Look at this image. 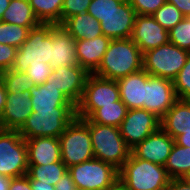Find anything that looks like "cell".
Masks as SVG:
<instances>
[{
    "instance_id": "obj_1",
    "label": "cell",
    "mask_w": 190,
    "mask_h": 190,
    "mask_svg": "<svg viewBox=\"0 0 190 190\" xmlns=\"http://www.w3.org/2000/svg\"><path fill=\"white\" fill-rule=\"evenodd\" d=\"M142 60L143 54L131 38L111 39L98 69L93 74L117 81L142 70Z\"/></svg>"
},
{
    "instance_id": "obj_2",
    "label": "cell",
    "mask_w": 190,
    "mask_h": 190,
    "mask_svg": "<svg viewBox=\"0 0 190 190\" xmlns=\"http://www.w3.org/2000/svg\"><path fill=\"white\" fill-rule=\"evenodd\" d=\"M171 178L164 166L138 159L132 153L119 170L123 190H166Z\"/></svg>"
},
{
    "instance_id": "obj_3",
    "label": "cell",
    "mask_w": 190,
    "mask_h": 190,
    "mask_svg": "<svg viewBox=\"0 0 190 190\" xmlns=\"http://www.w3.org/2000/svg\"><path fill=\"white\" fill-rule=\"evenodd\" d=\"M82 120L88 125L94 157L120 170L131 149L122 138L119 127L94 123L89 118Z\"/></svg>"
},
{
    "instance_id": "obj_4",
    "label": "cell",
    "mask_w": 190,
    "mask_h": 190,
    "mask_svg": "<svg viewBox=\"0 0 190 190\" xmlns=\"http://www.w3.org/2000/svg\"><path fill=\"white\" fill-rule=\"evenodd\" d=\"M68 172L78 189L115 190L119 186V170L96 158L73 165Z\"/></svg>"
},
{
    "instance_id": "obj_5",
    "label": "cell",
    "mask_w": 190,
    "mask_h": 190,
    "mask_svg": "<svg viewBox=\"0 0 190 190\" xmlns=\"http://www.w3.org/2000/svg\"><path fill=\"white\" fill-rule=\"evenodd\" d=\"M53 23H40L32 28L28 38L17 49L12 70L26 72L30 64L50 63L51 61V30Z\"/></svg>"
},
{
    "instance_id": "obj_6",
    "label": "cell",
    "mask_w": 190,
    "mask_h": 190,
    "mask_svg": "<svg viewBox=\"0 0 190 190\" xmlns=\"http://www.w3.org/2000/svg\"><path fill=\"white\" fill-rule=\"evenodd\" d=\"M61 161L67 168L94 157L88 125L76 117L59 136Z\"/></svg>"
},
{
    "instance_id": "obj_7",
    "label": "cell",
    "mask_w": 190,
    "mask_h": 190,
    "mask_svg": "<svg viewBox=\"0 0 190 190\" xmlns=\"http://www.w3.org/2000/svg\"><path fill=\"white\" fill-rule=\"evenodd\" d=\"M189 52L171 42L143 54V70L151 76L174 80L185 65Z\"/></svg>"
},
{
    "instance_id": "obj_8",
    "label": "cell",
    "mask_w": 190,
    "mask_h": 190,
    "mask_svg": "<svg viewBox=\"0 0 190 190\" xmlns=\"http://www.w3.org/2000/svg\"><path fill=\"white\" fill-rule=\"evenodd\" d=\"M28 172L27 145L16 130L0 128V175L15 178Z\"/></svg>"
},
{
    "instance_id": "obj_9",
    "label": "cell",
    "mask_w": 190,
    "mask_h": 190,
    "mask_svg": "<svg viewBox=\"0 0 190 190\" xmlns=\"http://www.w3.org/2000/svg\"><path fill=\"white\" fill-rule=\"evenodd\" d=\"M120 100L116 81L89 74L80 102L76 105V117L89 118L102 105Z\"/></svg>"
},
{
    "instance_id": "obj_10",
    "label": "cell",
    "mask_w": 190,
    "mask_h": 190,
    "mask_svg": "<svg viewBox=\"0 0 190 190\" xmlns=\"http://www.w3.org/2000/svg\"><path fill=\"white\" fill-rule=\"evenodd\" d=\"M76 118V112H33L19 134L24 139L34 137H57Z\"/></svg>"
},
{
    "instance_id": "obj_11",
    "label": "cell",
    "mask_w": 190,
    "mask_h": 190,
    "mask_svg": "<svg viewBox=\"0 0 190 190\" xmlns=\"http://www.w3.org/2000/svg\"><path fill=\"white\" fill-rule=\"evenodd\" d=\"M161 128V119L145 109H130L119 129L126 145L132 149Z\"/></svg>"
},
{
    "instance_id": "obj_12",
    "label": "cell",
    "mask_w": 190,
    "mask_h": 190,
    "mask_svg": "<svg viewBox=\"0 0 190 190\" xmlns=\"http://www.w3.org/2000/svg\"><path fill=\"white\" fill-rule=\"evenodd\" d=\"M176 100L177 96L172 80L151 76L145 71V94L142 109L162 119Z\"/></svg>"
},
{
    "instance_id": "obj_13",
    "label": "cell",
    "mask_w": 190,
    "mask_h": 190,
    "mask_svg": "<svg viewBox=\"0 0 190 190\" xmlns=\"http://www.w3.org/2000/svg\"><path fill=\"white\" fill-rule=\"evenodd\" d=\"M29 94L33 112H76V106L49 81L34 85Z\"/></svg>"
},
{
    "instance_id": "obj_14",
    "label": "cell",
    "mask_w": 190,
    "mask_h": 190,
    "mask_svg": "<svg viewBox=\"0 0 190 190\" xmlns=\"http://www.w3.org/2000/svg\"><path fill=\"white\" fill-rule=\"evenodd\" d=\"M88 76L89 73L80 65L65 66L53 69L48 81L76 106L82 98Z\"/></svg>"
},
{
    "instance_id": "obj_15",
    "label": "cell",
    "mask_w": 190,
    "mask_h": 190,
    "mask_svg": "<svg viewBox=\"0 0 190 190\" xmlns=\"http://www.w3.org/2000/svg\"><path fill=\"white\" fill-rule=\"evenodd\" d=\"M131 40L142 54L169 42L168 30L164 29L152 15H136Z\"/></svg>"
},
{
    "instance_id": "obj_16",
    "label": "cell",
    "mask_w": 190,
    "mask_h": 190,
    "mask_svg": "<svg viewBox=\"0 0 190 190\" xmlns=\"http://www.w3.org/2000/svg\"><path fill=\"white\" fill-rule=\"evenodd\" d=\"M174 143L175 140L160 128L132 148L131 153L138 159L165 166Z\"/></svg>"
},
{
    "instance_id": "obj_17",
    "label": "cell",
    "mask_w": 190,
    "mask_h": 190,
    "mask_svg": "<svg viewBox=\"0 0 190 190\" xmlns=\"http://www.w3.org/2000/svg\"><path fill=\"white\" fill-rule=\"evenodd\" d=\"M135 16L133 7L127 1H123L117 8L101 18L103 35L110 39L131 38Z\"/></svg>"
},
{
    "instance_id": "obj_18",
    "label": "cell",
    "mask_w": 190,
    "mask_h": 190,
    "mask_svg": "<svg viewBox=\"0 0 190 190\" xmlns=\"http://www.w3.org/2000/svg\"><path fill=\"white\" fill-rule=\"evenodd\" d=\"M7 103L0 117V128L19 131L33 113L29 92L7 93Z\"/></svg>"
},
{
    "instance_id": "obj_19",
    "label": "cell",
    "mask_w": 190,
    "mask_h": 190,
    "mask_svg": "<svg viewBox=\"0 0 190 190\" xmlns=\"http://www.w3.org/2000/svg\"><path fill=\"white\" fill-rule=\"evenodd\" d=\"M76 40L61 26L51 30V61L52 69L65 66H77Z\"/></svg>"
},
{
    "instance_id": "obj_20",
    "label": "cell",
    "mask_w": 190,
    "mask_h": 190,
    "mask_svg": "<svg viewBox=\"0 0 190 190\" xmlns=\"http://www.w3.org/2000/svg\"><path fill=\"white\" fill-rule=\"evenodd\" d=\"M110 41L111 39L104 35L94 39L77 40L75 52L78 64L89 74H93L98 69Z\"/></svg>"
},
{
    "instance_id": "obj_21",
    "label": "cell",
    "mask_w": 190,
    "mask_h": 190,
    "mask_svg": "<svg viewBox=\"0 0 190 190\" xmlns=\"http://www.w3.org/2000/svg\"><path fill=\"white\" fill-rule=\"evenodd\" d=\"M28 165H47L61 161L60 141L57 137L25 139Z\"/></svg>"
},
{
    "instance_id": "obj_22",
    "label": "cell",
    "mask_w": 190,
    "mask_h": 190,
    "mask_svg": "<svg viewBox=\"0 0 190 190\" xmlns=\"http://www.w3.org/2000/svg\"><path fill=\"white\" fill-rule=\"evenodd\" d=\"M120 100L130 109L143 108L145 94V71L131 73L116 81Z\"/></svg>"
},
{
    "instance_id": "obj_23",
    "label": "cell",
    "mask_w": 190,
    "mask_h": 190,
    "mask_svg": "<svg viewBox=\"0 0 190 190\" xmlns=\"http://www.w3.org/2000/svg\"><path fill=\"white\" fill-rule=\"evenodd\" d=\"M161 128L173 139L190 131V100L177 99L161 119Z\"/></svg>"
},
{
    "instance_id": "obj_24",
    "label": "cell",
    "mask_w": 190,
    "mask_h": 190,
    "mask_svg": "<svg viewBox=\"0 0 190 190\" xmlns=\"http://www.w3.org/2000/svg\"><path fill=\"white\" fill-rule=\"evenodd\" d=\"M61 26L77 41L94 39L103 35L100 21L88 13H80L66 19Z\"/></svg>"
},
{
    "instance_id": "obj_25",
    "label": "cell",
    "mask_w": 190,
    "mask_h": 190,
    "mask_svg": "<svg viewBox=\"0 0 190 190\" xmlns=\"http://www.w3.org/2000/svg\"><path fill=\"white\" fill-rule=\"evenodd\" d=\"M1 21L22 27H36L40 24L28 0H11Z\"/></svg>"
},
{
    "instance_id": "obj_26",
    "label": "cell",
    "mask_w": 190,
    "mask_h": 190,
    "mask_svg": "<svg viewBox=\"0 0 190 190\" xmlns=\"http://www.w3.org/2000/svg\"><path fill=\"white\" fill-rule=\"evenodd\" d=\"M164 167L171 179L182 178L190 171V148L174 143Z\"/></svg>"
},
{
    "instance_id": "obj_27",
    "label": "cell",
    "mask_w": 190,
    "mask_h": 190,
    "mask_svg": "<svg viewBox=\"0 0 190 190\" xmlns=\"http://www.w3.org/2000/svg\"><path fill=\"white\" fill-rule=\"evenodd\" d=\"M127 111V106L119 100L113 104L102 105L89 119L94 123L120 127L123 119L126 117Z\"/></svg>"
},
{
    "instance_id": "obj_28",
    "label": "cell",
    "mask_w": 190,
    "mask_h": 190,
    "mask_svg": "<svg viewBox=\"0 0 190 190\" xmlns=\"http://www.w3.org/2000/svg\"><path fill=\"white\" fill-rule=\"evenodd\" d=\"M40 23L61 25V9L64 0H28Z\"/></svg>"
},
{
    "instance_id": "obj_29",
    "label": "cell",
    "mask_w": 190,
    "mask_h": 190,
    "mask_svg": "<svg viewBox=\"0 0 190 190\" xmlns=\"http://www.w3.org/2000/svg\"><path fill=\"white\" fill-rule=\"evenodd\" d=\"M67 171V166L62 161H58L47 165H28L27 174L33 180L55 185Z\"/></svg>"
},
{
    "instance_id": "obj_30",
    "label": "cell",
    "mask_w": 190,
    "mask_h": 190,
    "mask_svg": "<svg viewBox=\"0 0 190 190\" xmlns=\"http://www.w3.org/2000/svg\"><path fill=\"white\" fill-rule=\"evenodd\" d=\"M32 28L0 21V43L19 48Z\"/></svg>"
},
{
    "instance_id": "obj_31",
    "label": "cell",
    "mask_w": 190,
    "mask_h": 190,
    "mask_svg": "<svg viewBox=\"0 0 190 190\" xmlns=\"http://www.w3.org/2000/svg\"><path fill=\"white\" fill-rule=\"evenodd\" d=\"M0 79L6 92L11 94L29 92L34 86L25 72H17L12 69L0 73Z\"/></svg>"
},
{
    "instance_id": "obj_32",
    "label": "cell",
    "mask_w": 190,
    "mask_h": 190,
    "mask_svg": "<svg viewBox=\"0 0 190 190\" xmlns=\"http://www.w3.org/2000/svg\"><path fill=\"white\" fill-rule=\"evenodd\" d=\"M152 17L168 31L184 18L181 11L168 2L155 11Z\"/></svg>"
},
{
    "instance_id": "obj_33",
    "label": "cell",
    "mask_w": 190,
    "mask_h": 190,
    "mask_svg": "<svg viewBox=\"0 0 190 190\" xmlns=\"http://www.w3.org/2000/svg\"><path fill=\"white\" fill-rule=\"evenodd\" d=\"M169 42L190 52V16L184 17L168 31Z\"/></svg>"
},
{
    "instance_id": "obj_34",
    "label": "cell",
    "mask_w": 190,
    "mask_h": 190,
    "mask_svg": "<svg viewBox=\"0 0 190 190\" xmlns=\"http://www.w3.org/2000/svg\"><path fill=\"white\" fill-rule=\"evenodd\" d=\"M173 85L177 99L190 100V52L185 65L173 80Z\"/></svg>"
},
{
    "instance_id": "obj_35",
    "label": "cell",
    "mask_w": 190,
    "mask_h": 190,
    "mask_svg": "<svg viewBox=\"0 0 190 190\" xmlns=\"http://www.w3.org/2000/svg\"><path fill=\"white\" fill-rule=\"evenodd\" d=\"M123 1L122 0H92L87 13L92 15L101 22L110 11L117 8Z\"/></svg>"
},
{
    "instance_id": "obj_36",
    "label": "cell",
    "mask_w": 190,
    "mask_h": 190,
    "mask_svg": "<svg viewBox=\"0 0 190 190\" xmlns=\"http://www.w3.org/2000/svg\"><path fill=\"white\" fill-rule=\"evenodd\" d=\"M52 70L50 63L43 62V64H30L25 73L28 75L31 83L37 86L48 81Z\"/></svg>"
},
{
    "instance_id": "obj_37",
    "label": "cell",
    "mask_w": 190,
    "mask_h": 190,
    "mask_svg": "<svg viewBox=\"0 0 190 190\" xmlns=\"http://www.w3.org/2000/svg\"><path fill=\"white\" fill-rule=\"evenodd\" d=\"M92 0H64L61 9V24L71 16L87 13Z\"/></svg>"
},
{
    "instance_id": "obj_38",
    "label": "cell",
    "mask_w": 190,
    "mask_h": 190,
    "mask_svg": "<svg viewBox=\"0 0 190 190\" xmlns=\"http://www.w3.org/2000/svg\"><path fill=\"white\" fill-rule=\"evenodd\" d=\"M127 2L133 7L136 15H152L166 3V0H127Z\"/></svg>"
},
{
    "instance_id": "obj_39",
    "label": "cell",
    "mask_w": 190,
    "mask_h": 190,
    "mask_svg": "<svg viewBox=\"0 0 190 190\" xmlns=\"http://www.w3.org/2000/svg\"><path fill=\"white\" fill-rule=\"evenodd\" d=\"M17 49L16 47L0 43V73L12 69Z\"/></svg>"
},
{
    "instance_id": "obj_40",
    "label": "cell",
    "mask_w": 190,
    "mask_h": 190,
    "mask_svg": "<svg viewBox=\"0 0 190 190\" xmlns=\"http://www.w3.org/2000/svg\"><path fill=\"white\" fill-rule=\"evenodd\" d=\"M9 190H32L28 174L11 178Z\"/></svg>"
},
{
    "instance_id": "obj_41",
    "label": "cell",
    "mask_w": 190,
    "mask_h": 190,
    "mask_svg": "<svg viewBox=\"0 0 190 190\" xmlns=\"http://www.w3.org/2000/svg\"><path fill=\"white\" fill-rule=\"evenodd\" d=\"M54 190H75V184L71 178L70 173L67 171L64 173L62 178L54 185Z\"/></svg>"
},
{
    "instance_id": "obj_42",
    "label": "cell",
    "mask_w": 190,
    "mask_h": 190,
    "mask_svg": "<svg viewBox=\"0 0 190 190\" xmlns=\"http://www.w3.org/2000/svg\"><path fill=\"white\" fill-rule=\"evenodd\" d=\"M166 2L175 5L184 17L190 16V0H166Z\"/></svg>"
},
{
    "instance_id": "obj_43",
    "label": "cell",
    "mask_w": 190,
    "mask_h": 190,
    "mask_svg": "<svg viewBox=\"0 0 190 190\" xmlns=\"http://www.w3.org/2000/svg\"><path fill=\"white\" fill-rule=\"evenodd\" d=\"M166 190H190V184L182 178L171 179Z\"/></svg>"
},
{
    "instance_id": "obj_44",
    "label": "cell",
    "mask_w": 190,
    "mask_h": 190,
    "mask_svg": "<svg viewBox=\"0 0 190 190\" xmlns=\"http://www.w3.org/2000/svg\"><path fill=\"white\" fill-rule=\"evenodd\" d=\"M30 185L32 190H54L55 186L51 184L41 183L40 181L33 180L29 175Z\"/></svg>"
},
{
    "instance_id": "obj_45",
    "label": "cell",
    "mask_w": 190,
    "mask_h": 190,
    "mask_svg": "<svg viewBox=\"0 0 190 190\" xmlns=\"http://www.w3.org/2000/svg\"><path fill=\"white\" fill-rule=\"evenodd\" d=\"M174 140L176 144L190 148V131H186L185 134L177 136Z\"/></svg>"
},
{
    "instance_id": "obj_46",
    "label": "cell",
    "mask_w": 190,
    "mask_h": 190,
    "mask_svg": "<svg viewBox=\"0 0 190 190\" xmlns=\"http://www.w3.org/2000/svg\"><path fill=\"white\" fill-rule=\"evenodd\" d=\"M6 97H7V92L2 80L0 79V117L2 116L4 107L7 103Z\"/></svg>"
},
{
    "instance_id": "obj_47",
    "label": "cell",
    "mask_w": 190,
    "mask_h": 190,
    "mask_svg": "<svg viewBox=\"0 0 190 190\" xmlns=\"http://www.w3.org/2000/svg\"><path fill=\"white\" fill-rule=\"evenodd\" d=\"M10 179L3 175H0V190H9Z\"/></svg>"
},
{
    "instance_id": "obj_48",
    "label": "cell",
    "mask_w": 190,
    "mask_h": 190,
    "mask_svg": "<svg viewBox=\"0 0 190 190\" xmlns=\"http://www.w3.org/2000/svg\"><path fill=\"white\" fill-rule=\"evenodd\" d=\"M11 0H0V21Z\"/></svg>"
},
{
    "instance_id": "obj_49",
    "label": "cell",
    "mask_w": 190,
    "mask_h": 190,
    "mask_svg": "<svg viewBox=\"0 0 190 190\" xmlns=\"http://www.w3.org/2000/svg\"><path fill=\"white\" fill-rule=\"evenodd\" d=\"M187 183L190 184V171L182 177Z\"/></svg>"
},
{
    "instance_id": "obj_50",
    "label": "cell",
    "mask_w": 190,
    "mask_h": 190,
    "mask_svg": "<svg viewBox=\"0 0 190 190\" xmlns=\"http://www.w3.org/2000/svg\"><path fill=\"white\" fill-rule=\"evenodd\" d=\"M115 190H123V189L118 186Z\"/></svg>"
}]
</instances>
